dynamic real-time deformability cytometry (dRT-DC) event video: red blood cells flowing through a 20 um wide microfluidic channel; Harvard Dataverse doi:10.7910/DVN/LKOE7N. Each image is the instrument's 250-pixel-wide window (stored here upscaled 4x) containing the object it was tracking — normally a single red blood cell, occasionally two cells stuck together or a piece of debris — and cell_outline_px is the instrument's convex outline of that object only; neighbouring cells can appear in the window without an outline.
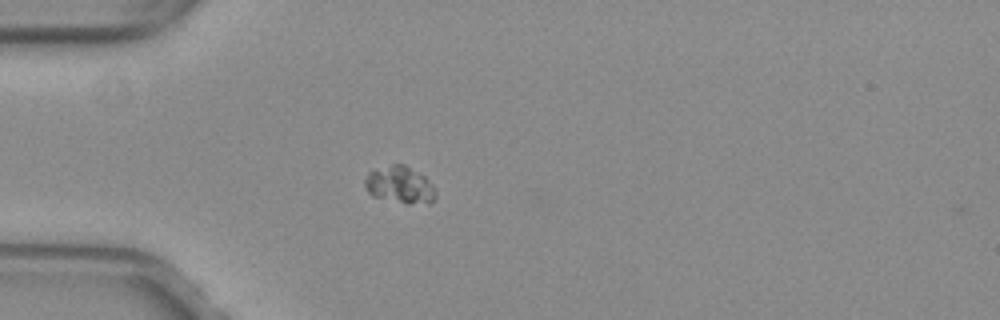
{"species": "common noctule bat (a hibernating species)", "species_latin": "Nyctalus noctula", "temperature_condition": "warm", "stored_images_in_passage": 2, "camera_frame_rate_fps": 3000, "um_per_image_px": 0.085, "animal": {"sex": "female", "body_mass_g": 29.2, "forearm_length_mm": 56.3}, "frame": {"image": 1, "passage_image": 1, "time_ms": 0.0, "image_size_px": [1000, 320], "cell_outline_px": [[436, 196], [432, 200], [408, 204], [372, 196], [368, 192], [364, 184], [364, 180], [368, 172], [392, 164], [404, 164], [424, 176], [432, 184], [436, 192]], "centroid_in_image_um": [33.95, 15.7], "position_along_channel_um": 51.1, "area_um2": 14.97}}